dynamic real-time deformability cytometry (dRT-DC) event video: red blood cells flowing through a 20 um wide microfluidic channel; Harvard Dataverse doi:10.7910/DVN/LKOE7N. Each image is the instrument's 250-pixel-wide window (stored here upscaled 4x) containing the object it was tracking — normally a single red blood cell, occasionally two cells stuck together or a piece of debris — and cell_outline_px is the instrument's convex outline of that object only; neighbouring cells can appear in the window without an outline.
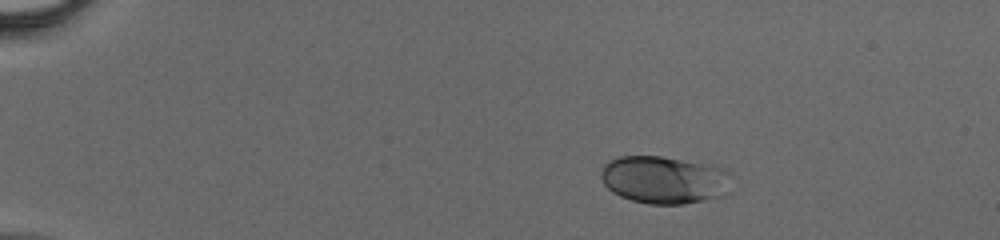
{"species": "human", "species_latin": "Homo sapiens", "temperature_condition": "cold", "stored_images_in_passage": 38, "camera_frame_rate_fps": 3000, "um_per_image_px": 0.085, "donor": {"sex": "male"}, "frame": {"image": 1, "passage_image": 1, "time_ms": 0.0, "image_size_px": [1000, 240], "cell_outline_px": [[728, 172], [724, 196], [704, 200], [680, 204], [648, 204], [632, 200], [620, 196], [612, 192], [604, 184], [600, 176], [600, 172], [604, 164], [608, 160], [620, 156], [660, 156], [712, 164], [728, 168]], "centroid_in_image_um": [56.41, 15.26], "position_along_channel_um": 28.6, "area_um2": 36.3}}
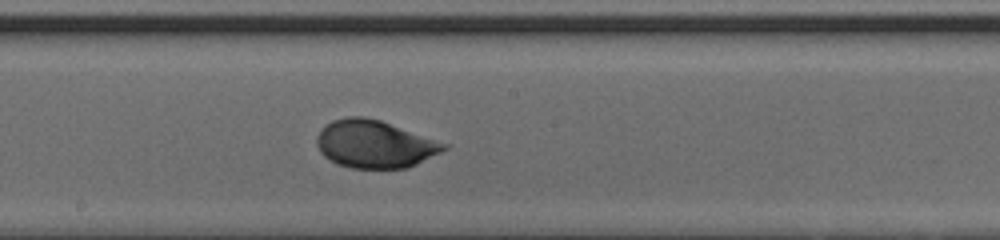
{"frame": {"image": 2, "passage_image": 20, "time_ms": 6.333, "image_size_px": [1000, 240], "cell_outline_px": [[448, 148], [408, 168], [352, 168], [340, 164], [324, 156], [320, 152], [316, 144], [316, 136], [320, 128], [332, 120], [344, 116], [364, 116], [380, 120], [448, 144]], "centroid_in_image_um": [31.8, 12.23], "position_along_channel_um": 216.4, "area_um2": 35.2}}
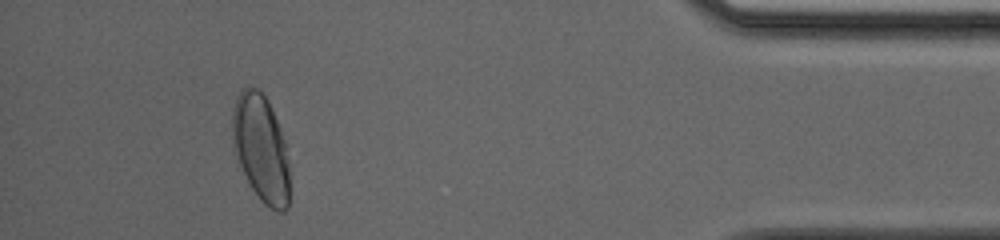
{"frame": {"image": 3, "passage_image": 36, "time_ms": 11.667, "image_size_px": [1000, 240], "cell_outline_px": [[288, 208], [284, 212], [280, 212], [264, 204], [260, 200], [252, 188], [240, 164], [232, 136], [232, 108], [236, 96], [248, 84], [256, 88], [268, 100], [284, 140], [288, 160]], "centroid_in_image_um": [22.17, 12.57], "position_along_channel_um": 413.0, "area_um2": 35.14}}